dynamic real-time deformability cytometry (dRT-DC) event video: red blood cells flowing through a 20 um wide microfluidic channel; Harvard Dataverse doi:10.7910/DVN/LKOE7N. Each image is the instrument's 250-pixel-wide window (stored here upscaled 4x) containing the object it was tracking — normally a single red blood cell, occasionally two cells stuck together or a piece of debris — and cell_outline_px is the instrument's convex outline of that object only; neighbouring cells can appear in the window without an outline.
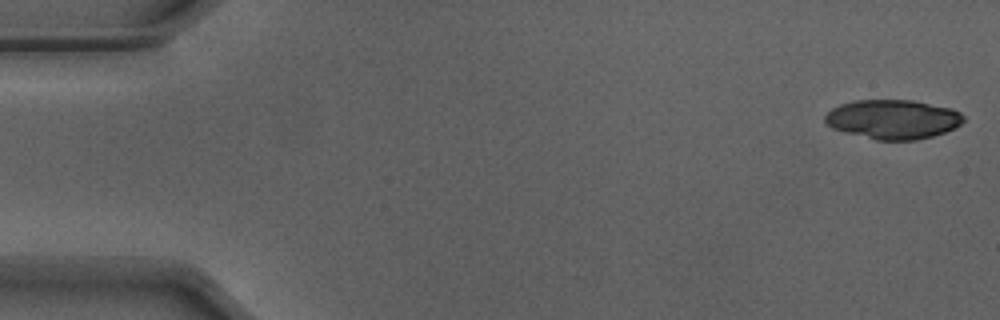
{"species": "Egyptian fruit bat (a non-hibernating species)", "species_latin": "Rousettus aegyptiacus", "temperature_condition": "warm", "stored_images_in_passage": 18, "camera_frame_rate_fps": 3000, "um_per_image_px": 0.085, "animal": {"sex": "male"}, "frame": {"image": 1, "passage_image": 1, "time_ms": 0.0, "image_size_px": [1000, 320], "cell_outline_px": [[964, 120], [960, 124], [944, 132], [932, 136], [916, 140], [876, 140], [844, 132], [832, 128], [824, 120], [824, 116], [832, 108], [840, 104], [852, 100], [912, 100], [948, 108], [960, 112], [964, 116]], "centroid_in_image_um": [75.86, 10.14], "position_along_channel_um": 9.1, "area_um2": 31.56}}